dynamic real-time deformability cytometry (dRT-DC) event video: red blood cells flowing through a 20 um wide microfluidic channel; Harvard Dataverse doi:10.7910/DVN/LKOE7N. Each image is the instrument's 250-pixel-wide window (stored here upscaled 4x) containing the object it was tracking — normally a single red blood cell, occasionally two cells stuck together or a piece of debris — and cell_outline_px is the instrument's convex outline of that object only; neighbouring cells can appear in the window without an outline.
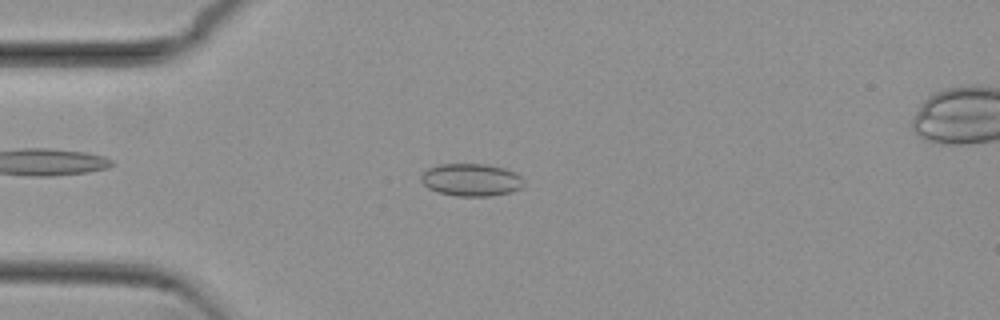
{"species": "common noctule bat (a hibernating species)", "species_latin": "Nyctalus noctula", "temperature_condition": "cold", "stored_images_in_passage": 52, "camera_frame_rate_fps": 3000, "um_per_image_px": 0.085, "animal": {"sex": "female", "body_mass_g": 29.2, "forearm_length_mm": 56.3}, "frame": {"image": 1, "passage_image": 12, "time_ms": 3.667, "image_size_px": [1000, 320], "cell_outline_px": [[524, 184], [520, 188], [512, 192], [492, 196], [456, 196], [436, 192], [428, 188], [420, 180], [420, 176], [428, 168], [440, 164], [484, 164], [504, 168], [520, 176], [524, 180]], "centroid_in_image_um": [40.03, 15.3], "position_along_channel_um": 45.0, "area_um2": 19.54}}
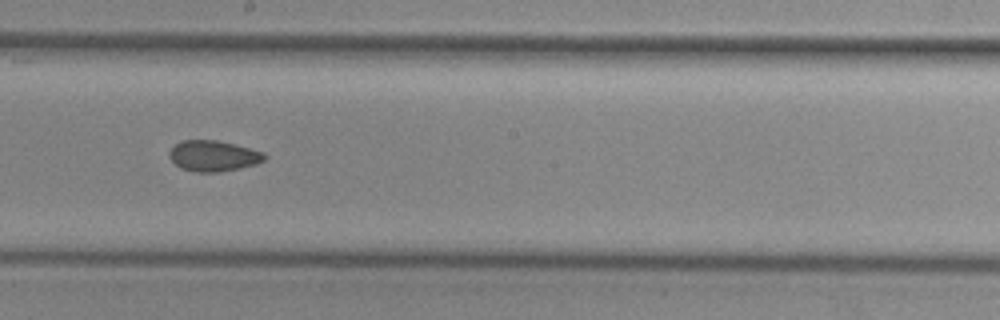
{"frame": {"image": 2, "passage_image": 28, "time_ms": 9.0, "image_size_px": [1000, 320], "cell_outline_px": [[268, 156], [264, 160], [256, 164], [240, 168], [220, 172], [196, 172], [180, 168], [168, 156], [168, 152], [180, 140], [216, 140], [264, 152]], "centroid_in_image_um": [18.13, 13.26], "position_along_channel_um": 230.1, "area_um2": 17.05}}
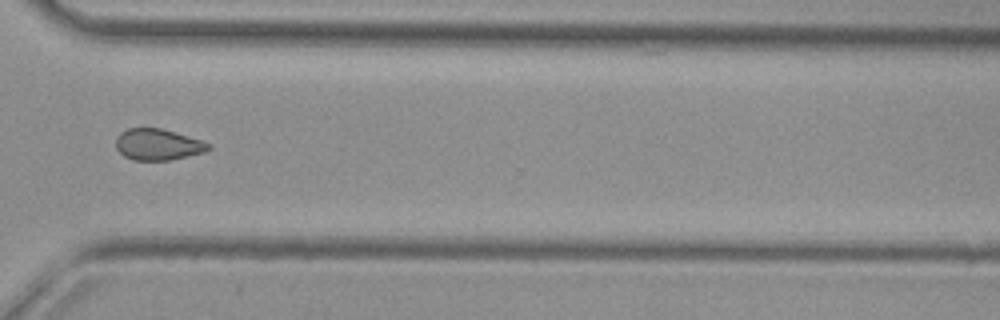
{"frame": {"image": 3, "passage_image": 38, "time_ms": 12.333, "image_size_px": [1000, 320], "cell_outline_px": [[212, 148], [204, 152], [168, 160], [132, 160], [124, 156], [116, 148], [116, 136], [120, 132], [128, 128], [160, 128], [200, 140], [212, 144]], "centroid_in_image_um": [13.39, 12.28], "position_along_channel_um": 357.2, "area_um2": 16.76}, "authors_computed_cell_mechanics": {"area_um2": 17.8891, "velocity_mm_per_s": 3.8116, "shape_relaxation_time_tau1_ms": null, "shape_relaxation_time_tau2_ms": 3.2668, "deformation_change_tau1": null, "deformation_change_tau2": 0.0726}}